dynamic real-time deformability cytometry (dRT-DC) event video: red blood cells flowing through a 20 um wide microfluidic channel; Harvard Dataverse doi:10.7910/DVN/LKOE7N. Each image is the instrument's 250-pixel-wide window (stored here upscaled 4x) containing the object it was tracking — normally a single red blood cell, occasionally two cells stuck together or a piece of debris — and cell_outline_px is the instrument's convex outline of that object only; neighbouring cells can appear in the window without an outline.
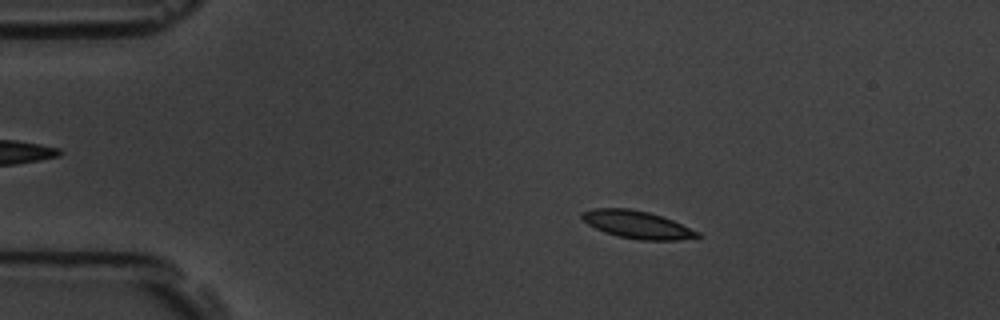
{"species": "common noctule bat (a hibernating species)", "species_latin": "Nyctalus noctula", "temperature_condition": "room temperature", "stored_images_in_passage": 58, "camera_frame_rate_fps": 3000, "um_per_image_px": 0.085, "animal": {"sex": "male", "body_mass_g": 19.5, "forearm_length_mm": 54.6}, "frame": {"image": 1, "passage_image": 11, "time_ms": 3.333, "image_size_px": [1000, 320], "cell_outline_px": [[704, 236], [680, 240], [640, 240], [620, 236], [604, 232], [588, 224], [580, 216], [580, 212], [592, 208], [628, 208], [648, 212], [672, 220], [700, 232]], "centroid_in_image_um": [54.16, 19.09], "position_along_channel_um": 30.8, "area_um2": 18.55}}
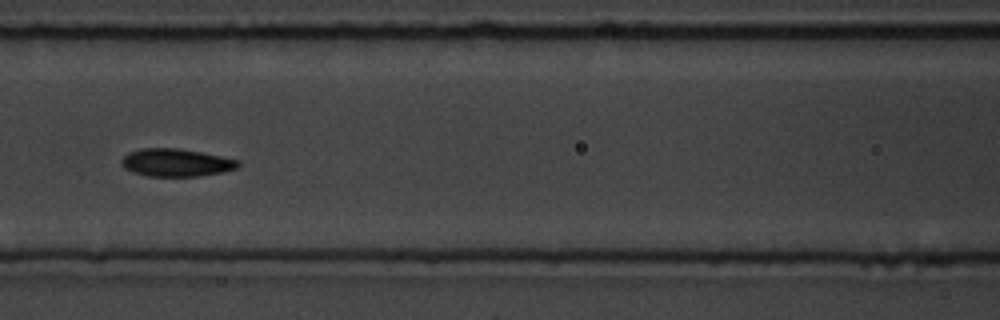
{"frame": {"image": 2, "passage_image": 26, "time_ms": 8.333, "image_size_px": [1000, 320], "cell_outline_px": [[240, 164], [236, 168], [224, 172], [200, 176], [148, 176], [132, 172], [124, 168], [120, 164], [120, 160], [128, 152], [140, 148], [176, 148], [200, 152], [240, 160]], "centroid_in_image_um": [14.94, 13.82], "position_along_channel_um": 151.7, "area_um2": 18.96}}
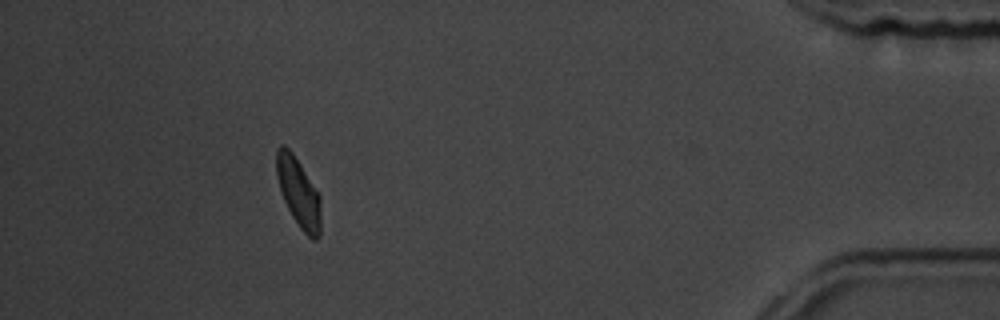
{"frame": {"image": 3, "passage_image": 53, "time_ms": 17.333, "image_size_px": [1000, 320], "cell_outline_px": [[320, 236], [316, 240], [312, 240], [300, 228], [292, 216], [280, 192], [276, 176], [276, 148], [280, 144], [284, 144], [292, 152], [300, 164], [320, 196]], "centroid_in_image_um": [25.35, 16.35], "position_along_channel_um": 409.8, "area_um2": 17.86}, "authors_computed_cell_mechanics": {"area_um2": 18.207, "velocity_mm_per_s": 3.5096, "shape_relaxation_time_tau1_ms": 2.7935, "shape_relaxation_time_tau2_ms": 2.1123, "deformation_change_tau1": 0.1112, "deformation_change_tau2": 0.0685}}